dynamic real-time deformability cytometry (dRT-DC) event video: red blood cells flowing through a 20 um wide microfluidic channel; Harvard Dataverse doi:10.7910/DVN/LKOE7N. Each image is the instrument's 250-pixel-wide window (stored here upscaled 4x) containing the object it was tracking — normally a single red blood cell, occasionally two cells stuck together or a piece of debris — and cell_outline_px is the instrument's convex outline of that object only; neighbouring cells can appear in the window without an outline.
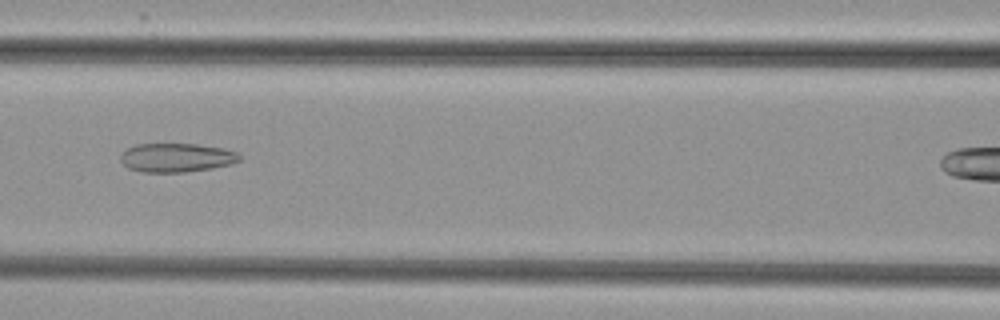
{"species": "common noctule bat (a hibernating species)", "species_latin": "Nyctalus noctula", "temperature_condition": "cold", "stored_images_in_passage": 27, "camera_frame_rate_fps": 3000, "um_per_image_px": 0.085, "animal": {"sex": "female", "body_mass_g": 29.2, "forearm_length_mm": 56.3}, "frame": {"image": 1, "passage_image": 7, "time_ms": 2.0, "image_size_px": [1000, 320], "cell_outline_px": [[240, 160], [232, 164], [212, 168], [184, 172], [144, 172], [128, 168], [120, 160], [120, 156], [128, 148], [136, 144], [196, 144], [224, 148], [236, 152], [240, 156]], "centroid_in_image_um": [15.01, 13.4], "position_along_channel_um": 151.6, "area_um2": 19.94}}
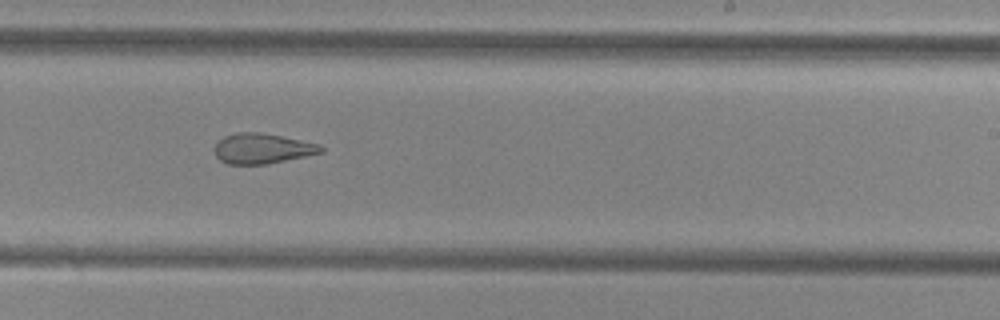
{"frame": {"image": 2, "passage_image": 16, "time_ms": 5.0, "image_size_px": [1000, 320], "cell_outline_px": [[324, 152], [268, 164], [228, 164], [220, 160], [216, 156], [212, 148], [216, 140], [224, 136], [236, 132], [260, 132], [320, 144], [324, 148]], "centroid_in_image_um": [22.24, 12.62], "position_along_channel_um": 266.8, "area_um2": 18.96}}
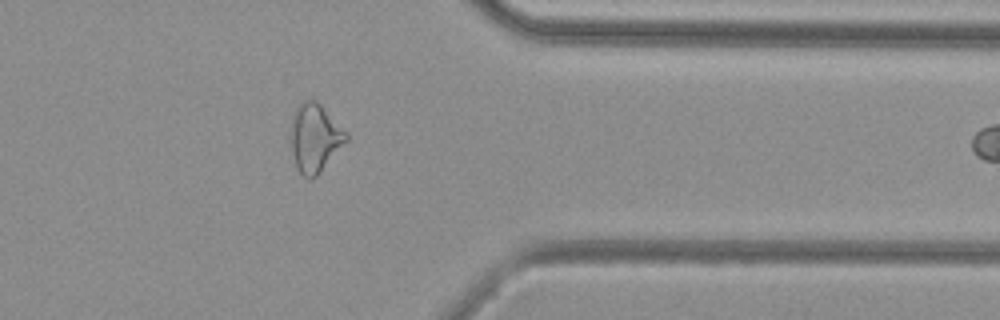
{"frame": {"image": 3, "passage_image": 26, "time_ms": 8.333, "image_size_px": [1000, 320], "cell_outline_px": [[348, 140], [320, 172], [316, 176], [308, 180], [300, 172], [296, 164], [288, 140], [288, 132], [292, 116], [296, 108], [304, 100], [316, 100], [348, 132]], "centroid_in_image_um": [26.73, 11.71], "position_along_channel_um": 384.7, "area_um2": 22.37}}